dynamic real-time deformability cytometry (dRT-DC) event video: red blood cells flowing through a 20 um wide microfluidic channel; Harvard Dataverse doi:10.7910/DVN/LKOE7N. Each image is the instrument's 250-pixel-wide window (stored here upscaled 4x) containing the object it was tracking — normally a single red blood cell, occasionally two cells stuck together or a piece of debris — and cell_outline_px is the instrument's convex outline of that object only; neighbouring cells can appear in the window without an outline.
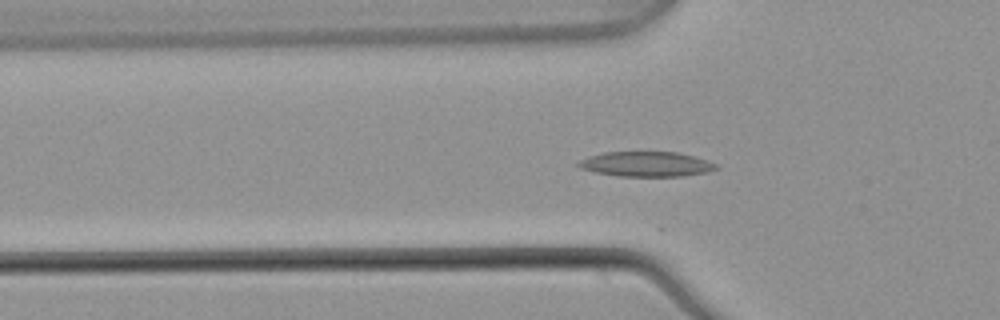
{"species": "common noctule bat (a hibernating species)", "species_latin": "Nyctalus noctula", "temperature_condition": "warm", "stored_images_in_passage": 54, "camera_frame_rate_fps": 3000, "um_per_image_px": 0.085, "animal": {"sex": "male", "body_mass_g": 21.5, "forearm_length_mm": 52.0}, "frame": {"image": 1, "passage_image": 18, "time_ms": 5.667, "image_size_px": [1000, 320], "cell_outline_px": [[720, 168], [708, 172], [684, 176], [616, 176], [596, 172], [580, 168], [572, 164], [588, 156], [604, 152], [676, 152], [708, 160], [716, 164]], "centroid_in_image_um": [54.91, 13.95], "position_along_channel_um": 70.9, "area_um2": 20.17}}
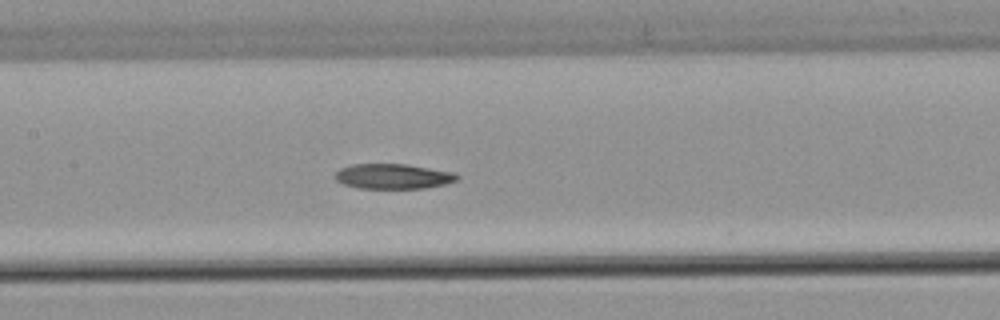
{"frame": {"image": 2, "passage_image": 26, "time_ms": 8.333, "image_size_px": [1000, 320], "cell_outline_px": [[460, 176], [456, 180], [444, 184], [424, 188], [360, 188], [344, 184], [336, 180], [336, 172], [340, 168], [352, 164], [408, 164], [452, 172]], "centroid_in_image_um": [33.4, 14.98], "position_along_channel_um": 174.0, "area_um2": 17.63}}
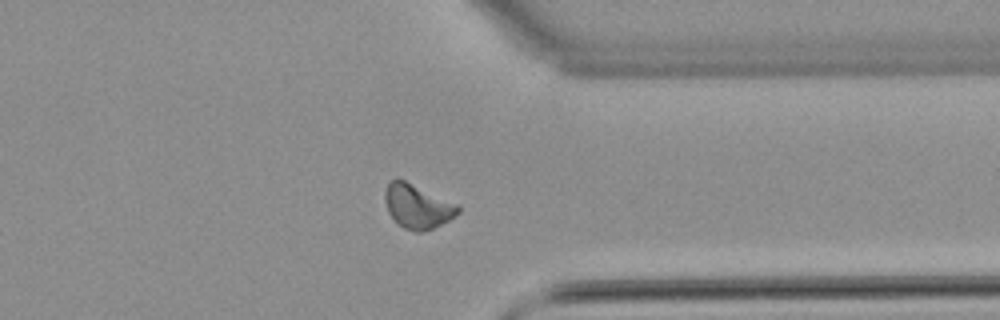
{"frame": {"image": 3, "passage_image": 42, "time_ms": 13.667, "image_size_px": [1000, 320], "cell_outline_px": [[460, 212], [456, 216], [432, 228], [420, 232], [416, 232], [404, 228], [388, 212], [384, 200], [384, 192], [388, 180], [396, 176], [460, 204]], "centroid_in_image_um": [35.48, 17.48], "position_along_channel_um": 375.9, "area_um2": 19.13}}